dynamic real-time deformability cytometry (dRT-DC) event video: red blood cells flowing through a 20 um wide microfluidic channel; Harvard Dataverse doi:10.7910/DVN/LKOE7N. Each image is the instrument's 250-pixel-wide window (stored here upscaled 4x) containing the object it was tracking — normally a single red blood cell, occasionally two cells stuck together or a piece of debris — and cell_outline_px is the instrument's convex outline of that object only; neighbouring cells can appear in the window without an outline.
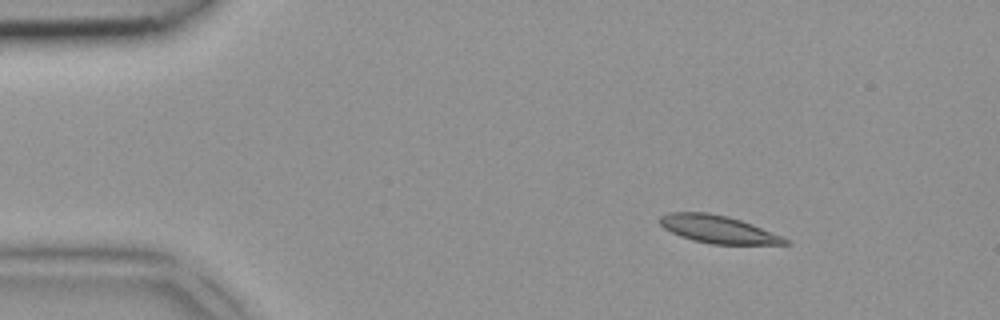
{"species": "common noctule bat (a hibernating species)", "species_latin": "Nyctalus noctula", "temperature_condition": "room temperature", "stored_images_in_passage": 3, "camera_frame_rate_fps": 3000, "um_per_image_px": 0.085, "animal": {"sex": "female", "body_mass_g": 18.4}, "frame": {"image": 1, "passage_image": 1, "time_ms": 0.0, "image_size_px": [1000, 320], "cell_outline_px": [[792, 244], [712, 244], [692, 240], [680, 236], [664, 228], [660, 224], [660, 216], [668, 212], [708, 212], [728, 216], [752, 224], [780, 236], [788, 240]], "centroid_in_image_um": [60.99, 19.48], "position_along_channel_um": 24.0, "area_um2": 20.0}}
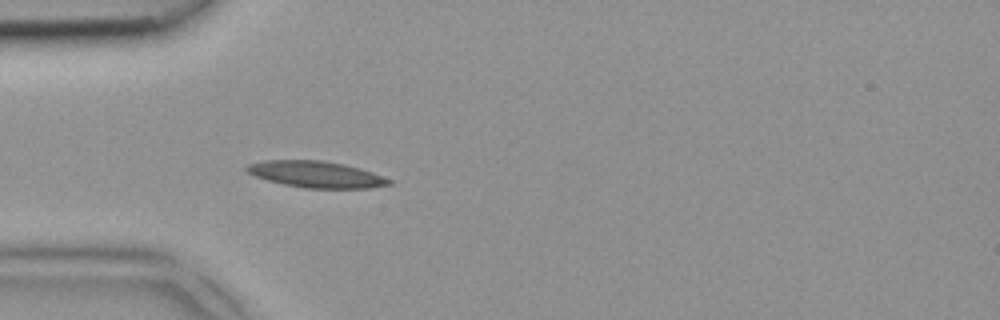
{"frame": {"image": 2, "passage_image": 3, "time_ms": 0.667, "image_size_px": [1000, 320], "cell_outline_px": [[396, 184], [368, 188], [304, 188], [284, 184], [268, 180], [256, 176], [248, 172], [244, 168], [248, 164], [264, 160], [324, 160], [344, 164], [360, 168], [372, 172], [392, 180]], "centroid_in_image_um": [26.91, 14.82], "position_along_channel_um": 58.1, "area_um2": 21.96}}